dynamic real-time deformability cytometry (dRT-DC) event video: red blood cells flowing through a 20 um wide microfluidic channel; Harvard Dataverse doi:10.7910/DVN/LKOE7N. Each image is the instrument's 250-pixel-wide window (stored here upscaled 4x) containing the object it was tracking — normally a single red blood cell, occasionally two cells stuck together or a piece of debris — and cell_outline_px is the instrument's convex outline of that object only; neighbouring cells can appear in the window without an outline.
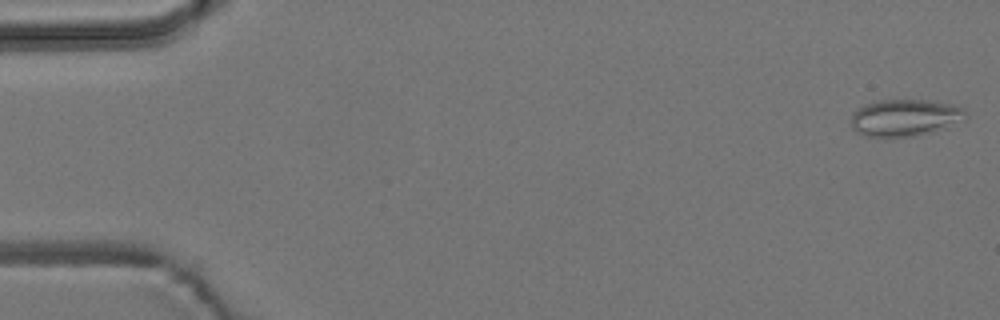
{"species": "common noctule bat (a hibernating species)", "species_latin": "Nyctalus noctula", "temperature_condition": "room temperature", "stored_images_in_passage": 5, "camera_frame_rate_fps": 3000, "um_per_image_px": 0.085, "animal": {"sex": "male", "body_mass_g": 19.2, "forearm_length_mm": 51.8}, "frame": {"image": 1, "passage_image": 1, "time_ms": 0.0, "image_size_px": [1000, 320], "cell_outline_px": [[968, 116], [948, 128], [912, 136], [868, 136], [856, 132], [852, 128], [852, 112], [856, 108], [876, 100], [928, 100], [956, 104], [964, 108]], "centroid_in_image_um": [76.95, 9.98], "position_along_channel_um": 8.1, "area_um2": 24.8}}
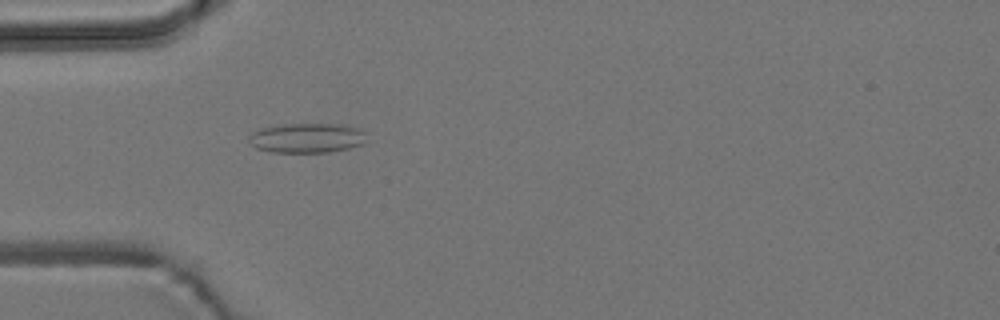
{"frame": {"image": 2, "passage_image": 5, "time_ms": 5.0, "image_size_px": [1000, 320], "cell_outline_px": [[364, 144], [348, 148], [328, 152], [272, 152], [256, 148], [248, 144], [248, 136], [252, 132], [260, 128], [280, 124], [340, 124], [360, 128], [364, 132]], "centroid_in_image_um": [26.03, 11.72], "position_along_channel_um": 59.0, "area_um2": 20.52}}